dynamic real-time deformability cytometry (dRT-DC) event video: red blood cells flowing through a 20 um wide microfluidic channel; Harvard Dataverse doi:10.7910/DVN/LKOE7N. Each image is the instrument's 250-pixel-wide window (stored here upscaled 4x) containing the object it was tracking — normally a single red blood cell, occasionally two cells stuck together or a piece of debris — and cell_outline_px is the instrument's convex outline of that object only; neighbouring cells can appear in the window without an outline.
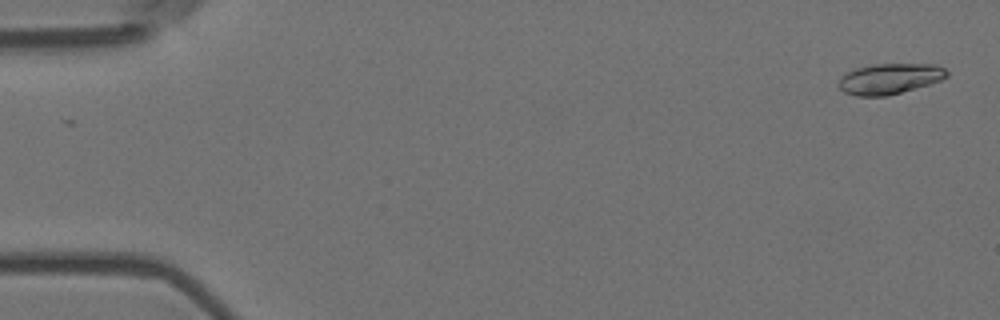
{"species": "Egyptian fruit bat (a non-hibernating species)", "species_latin": "Rousettus aegyptiacus", "temperature_condition": "room temperature", "stored_images_in_passage": 55, "camera_frame_rate_fps": 3000, "um_per_image_px": 0.085, "animal": {"sex": "female"}, "frame": {"image": 1, "passage_image": 2, "time_ms": 0.333, "image_size_px": [1000, 320], "cell_outline_px": [[948, 76], [940, 80], [928, 84], [888, 96], [856, 96], [844, 92], [836, 84], [840, 76], [844, 72], [856, 68], [872, 64], [936, 64], [944, 68], [948, 72]], "centroid_in_image_um": [75.56, 6.69], "position_along_channel_um": 9.4, "area_um2": 19.48}}
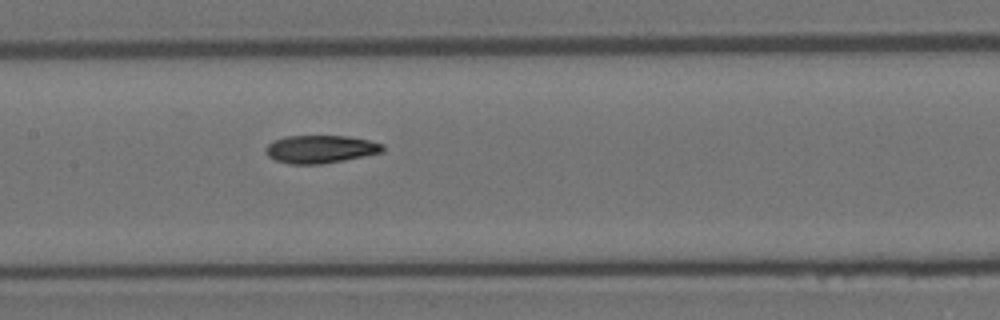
{"frame": {"image": 2, "passage_image": 27, "time_ms": 8.667, "image_size_px": [1000, 320], "cell_outline_px": [[384, 152], [344, 160], [320, 164], [288, 164], [276, 160], [268, 156], [264, 152], [264, 148], [272, 140], [288, 136], [348, 136], [368, 140], [384, 144]], "centroid_in_image_um": [27.22, 12.68], "position_along_channel_um": 180.2, "area_um2": 19.13}}
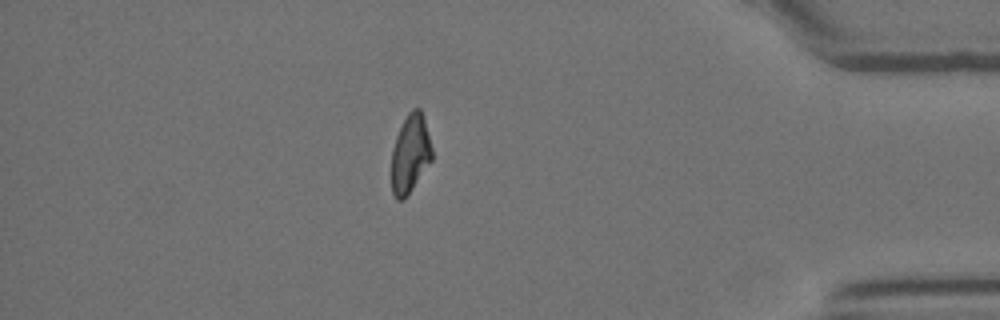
{"frame": {"image": 3, "passage_image": 48, "time_ms": 15.667, "image_size_px": [1000, 320], "cell_outline_px": [[432, 160], [404, 200], [396, 200], [392, 192], [392, 148], [396, 136], [408, 112], [412, 108], [420, 108], [424, 120], [432, 148]], "centroid_in_image_um": [34.86, 13.09], "position_along_channel_um": 400.3, "area_um2": 18.32}, "authors_computed_cell_mechanics": {"area_um2": 19.1896, "velocity_mm_per_s": 3.6989, "shape_relaxation_time_tau1_ms": 7.5837, "shape_relaxation_time_tau2_ms": 2.9435, "deformation_change_tau1": 0.2246, "deformation_change_tau2": 0.0877}}